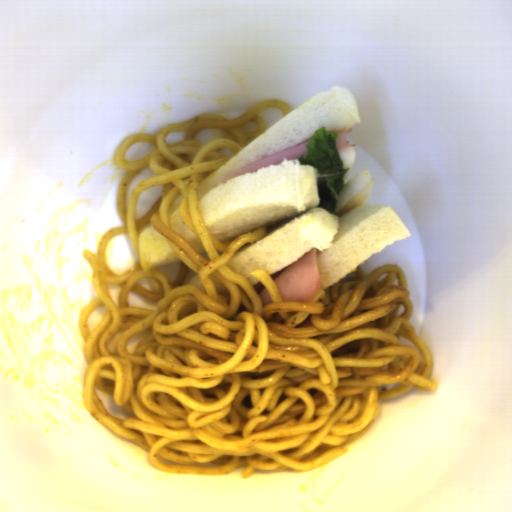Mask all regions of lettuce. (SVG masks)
Segmentation results:
<instances>
[{
  "instance_id": "1",
  "label": "lettuce",
  "mask_w": 512,
  "mask_h": 512,
  "mask_svg": "<svg viewBox=\"0 0 512 512\" xmlns=\"http://www.w3.org/2000/svg\"><path fill=\"white\" fill-rule=\"evenodd\" d=\"M339 134L328 132L326 127H318L309 137L305 146L307 155L300 156L301 165H310L316 168L319 175H331L330 177H318L317 185L320 197L319 207L331 214L338 209V195L344 187V181L350 168L344 167V163L338 153L336 139Z\"/></svg>"
}]
</instances>
